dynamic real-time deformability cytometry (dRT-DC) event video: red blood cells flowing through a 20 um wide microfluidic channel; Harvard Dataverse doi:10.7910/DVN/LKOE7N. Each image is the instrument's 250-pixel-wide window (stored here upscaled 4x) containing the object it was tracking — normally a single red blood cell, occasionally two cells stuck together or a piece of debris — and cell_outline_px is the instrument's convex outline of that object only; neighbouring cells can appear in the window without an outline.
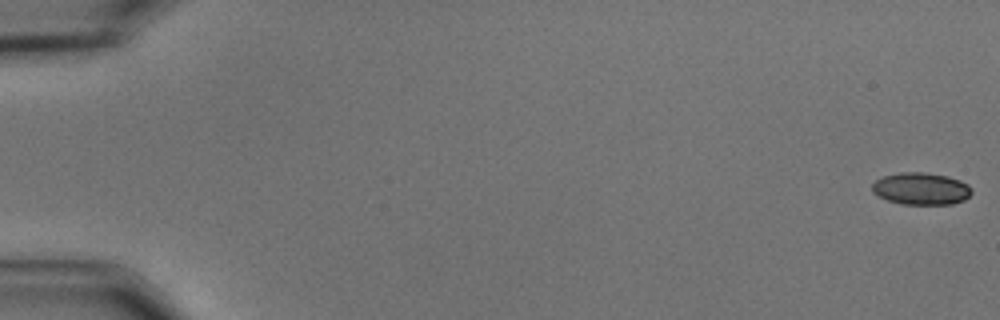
{"species": "common noctule bat (a hibernating species)", "species_latin": "Nyctalus noctula", "temperature_condition": "cold", "stored_images_in_passage": 58, "camera_frame_rate_fps": 3000, "um_per_image_px": 0.085, "animal": {"sex": "male", "body_mass_g": 15.6}, "frame": {"image": 1, "passage_image": 1, "time_ms": 0.0, "image_size_px": [1000, 320], "cell_outline_px": [[972, 192], [964, 200], [952, 204], [900, 204], [888, 200], [872, 192], [872, 184], [876, 180], [884, 176], [900, 172], [924, 172], [948, 176], [960, 180], [968, 184], [972, 188]], "centroid_in_image_um": [78.31, 16.03], "position_along_channel_um": 6.7, "area_um2": 18.67}}
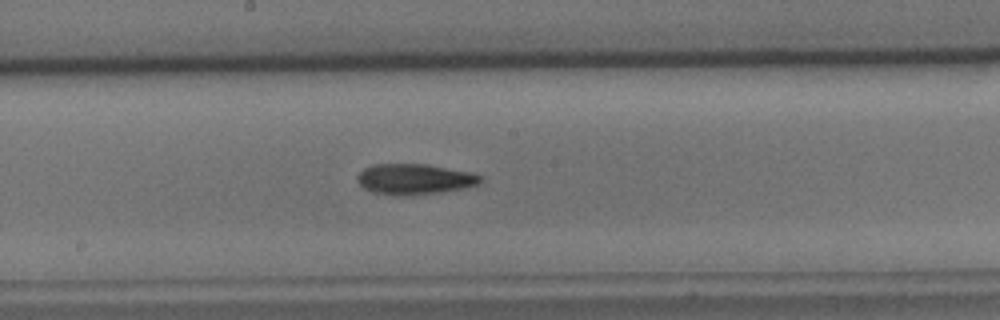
{"frame": {"image": 2, "passage_image": 32, "time_ms": 10.333, "image_size_px": [1000, 320], "cell_outline_px": [[484, 180], [480, 184], [464, 188], [440, 192], [412, 196], [408, 196], [372, 192], [364, 188], [356, 180], [356, 176], [364, 168], [372, 164], [428, 164], [472, 172], [480, 176]], "centroid_in_image_um": [35.25, 15.22], "position_along_channel_um": 212.9, "area_um2": 22.2}}
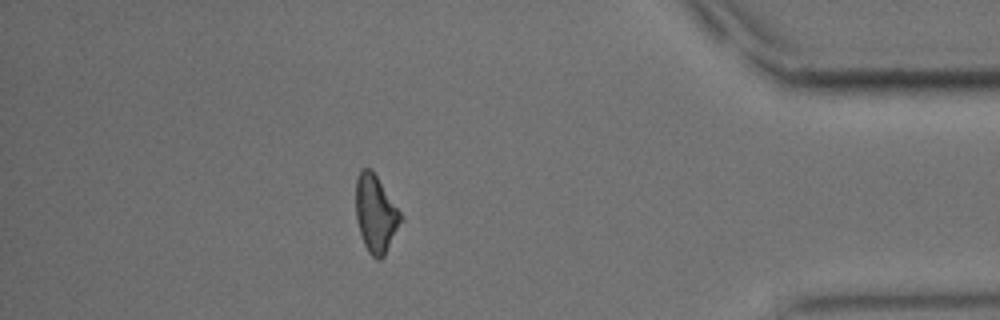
{"frame": {"image": 3, "passage_image": 51, "time_ms": 16.667, "image_size_px": [1000, 320], "cell_outline_px": [[404, 220], [384, 256], [380, 260], [376, 260], [368, 252], [364, 244], [360, 232], [356, 216], [356, 176], [360, 168], [372, 168], [400, 212]], "centroid_in_image_um": [31.94, 18.17], "position_along_channel_um": 403.3, "area_um2": 20.46}, "authors_computed_cell_mechanics": {"area_um2": 20.7213, "velocity_mm_per_s": 3.5636, "shape_relaxation_time_tau1_ms": 11.1965, "shape_relaxation_time_tau2_ms": null, "deformation_change_tau1": 0.2111, "deformation_change_tau2": null}}